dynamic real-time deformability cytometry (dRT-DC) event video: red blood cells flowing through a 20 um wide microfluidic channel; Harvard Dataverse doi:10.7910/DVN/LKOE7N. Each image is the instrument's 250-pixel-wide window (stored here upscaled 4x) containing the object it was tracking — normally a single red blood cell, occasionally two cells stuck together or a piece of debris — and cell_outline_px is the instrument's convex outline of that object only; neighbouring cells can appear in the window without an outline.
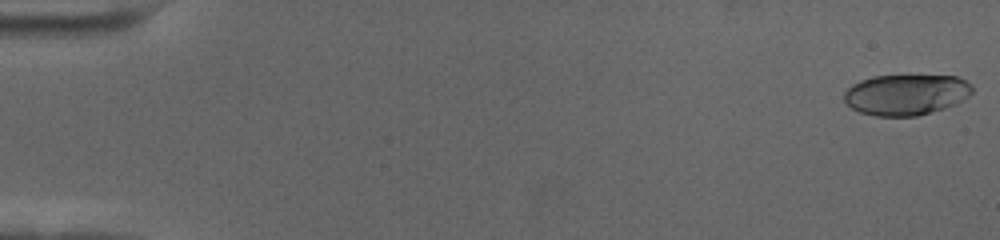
{"species": "human", "species_latin": "Homo sapiens", "temperature_condition": "cold", "stored_images_in_passage": 58, "camera_frame_rate_fps": 3000, "um_per_image_px": 0.085, "donor": {"sex": "female"}, "frame": {"image": 1, "passage_image": 1, "time_ms": 0.0, "image_size_px": [1000, 240], "cell_outline_px": [[972, 92], [964, 100], [956, 104], [944, 108], [916, 116], [876, 116], [860, 112], [852, 108], [844, 100], [844, 92], [852, 84], [860, 80], [872, 76], [956, 76], [972, 84]], "centroid_in_image_um": [77.01, 8.04], "position_along_channel_um": 8.0, "area_um2": 30.4}}
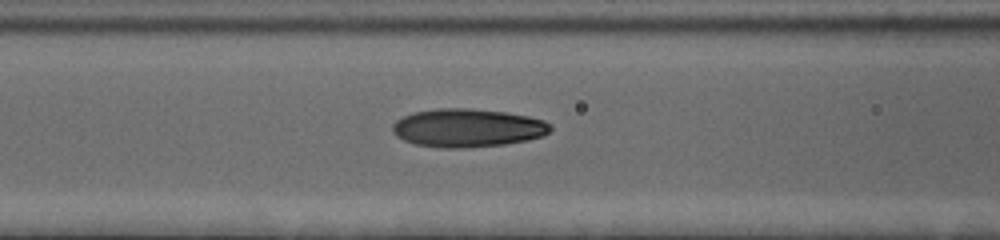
{"frame": {"image": 2, "passage_image": 25, "time_ms": 8.0, "image_size_px": [1000, 240], "cell_outline_px": [[552, 128], [544, 136], [528, 140], [504, 144], [464, 148], [444, 148], [416, 144], [404, 140], [396, 136], [392, 132], [392, 124], [396, 120], [412, 112], [436, 108], [468, 108], [504, 112], [528, 116], [544, 120]], "centroid_in_image_um": [39.72, 10.87], "position_along_channel_um": 126.9, "area_um2": 35.32}}
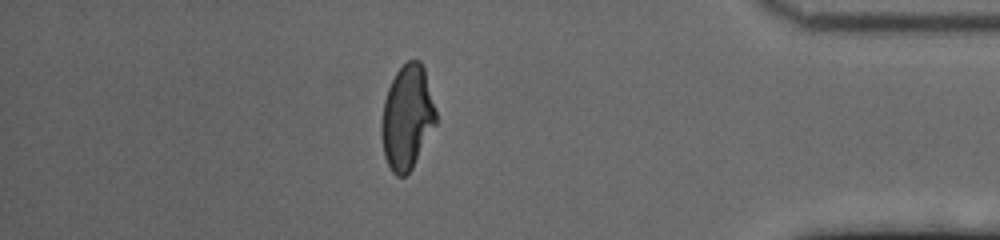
{"frame": {"image": 3, "passage_image": 51, "time_ms": 16.667, "image_size_px": [1000, 240], "cell_outline_px": [[436, 124], [412, 168], [404, 176], [396, 176], [392, 172], [384, 156], [380, 136], [380, 124], [384, 100], [388, 88], [396, 72], [408, 60], [420, 60], [424, 68], [436, 112]], "centroid_in_image_um": [34.58, 9.99], "position_along_channel_um": 400.6, "area_um2": 33.0}, "authors_computed_cell_mechanics": {"area_um2": 33.3795, "velocity_mm_per_s": 3.532, "shape_relaxation_time_tau1_ms": 4.8238, "shape_relaxation_time_tau2_ms": 1.167, "deformation_change_tau1": 0.1997, "deformation_change_tau2": 0.072}}